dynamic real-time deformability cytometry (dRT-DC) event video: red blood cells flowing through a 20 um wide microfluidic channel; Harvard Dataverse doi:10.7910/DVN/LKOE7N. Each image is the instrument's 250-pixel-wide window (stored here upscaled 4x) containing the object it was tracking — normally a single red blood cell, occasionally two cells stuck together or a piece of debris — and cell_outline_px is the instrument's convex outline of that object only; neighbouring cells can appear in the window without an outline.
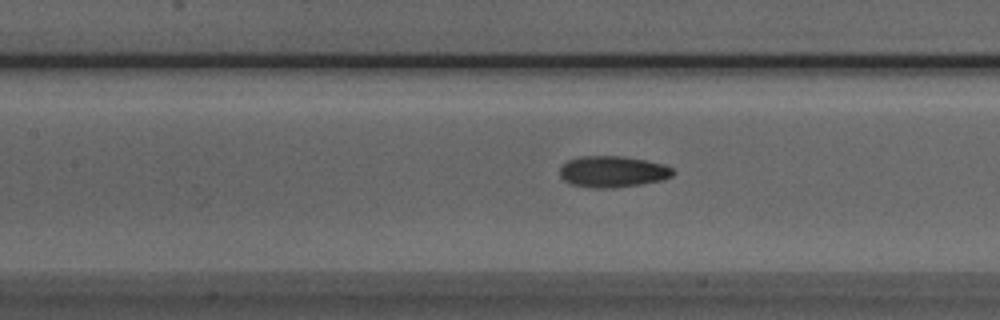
{"species": "Egyptian fruit bat (a non-hibernating species)", "species_latin": "Rousettus aegyptiacus", "temperature_condition": "room temperature", "stored_images_in_passage": 31, "camera_frame_rate_fps": 3000, "um_per_image_px": 0.085, "animal": {"sex": "male"}, "frame": {"image": 1, "passage_image": 12, "time_ms": 3.667, "image_size_px": [1000, 320], "cell_outline_px": [[676, 172], [672, 176], [664, 180], [640, 184], [612, 188], [596, 188], [568, 184], [560, 176], [560, 164], [568, 160], [580, 156], [624, 156], [664, 164], [672, 168]], "centroid_in_image_um": [52.06, 14.59], "position_along_channel_um": 155.3, "area_um2": 20.87}}
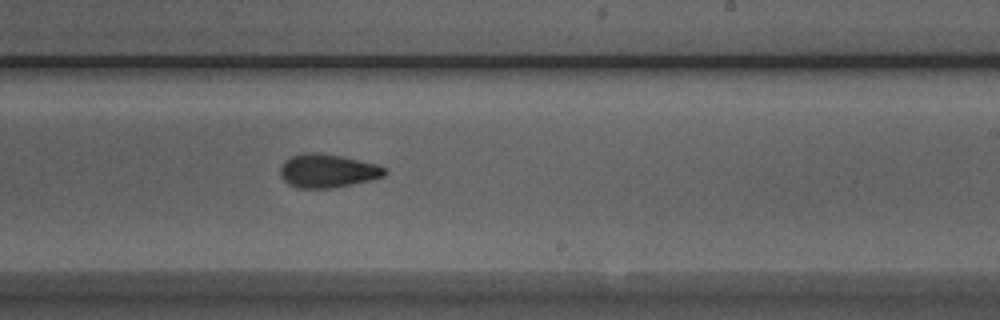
{"frame": {"image": 2, "passage_image": 20, "time_ms": 6.333, "image_size_px": [1000, 320], "cell_outline_px": [[388, 172], [384, 176], [372, 180], [332, 188], [296, 188], [288, 184], [280, 176], [280, 168], [284, 160], [292, 156], [304, 152], [312, 152], [340, 156], [376, 164], [388, 168]], "centroid_in_image_um": [27.84, 14.53], "position_along_channel_um": 261.2, "area_um2": 20.52}}
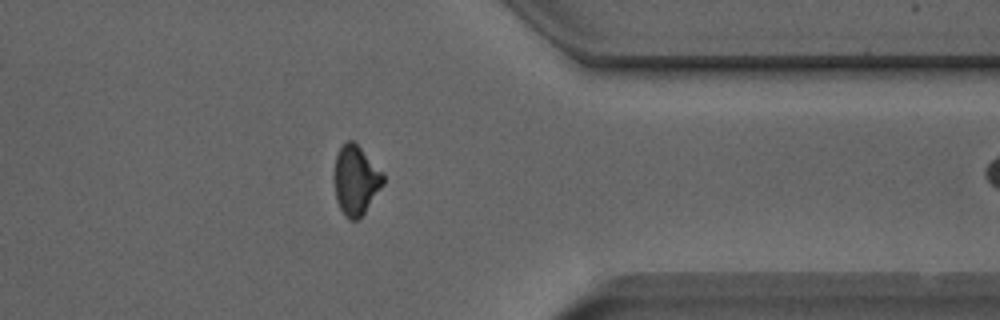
{"frame": {"image": 3, "passage_image": 30, "time_ms": 9.667, "image_size_px": [1000, 320], "cell_outline_px": [[384, 184], [364, 212], [356, 220], [348, 220], [340, 208], [336, 200], [336, 156], [340, 148], [348, 140], [352, 140], [384, 172]], "centroid_in_image_um": [30.28, 15.32], "position_along_channel_um": 381.1, "area_um2": 19.25}}